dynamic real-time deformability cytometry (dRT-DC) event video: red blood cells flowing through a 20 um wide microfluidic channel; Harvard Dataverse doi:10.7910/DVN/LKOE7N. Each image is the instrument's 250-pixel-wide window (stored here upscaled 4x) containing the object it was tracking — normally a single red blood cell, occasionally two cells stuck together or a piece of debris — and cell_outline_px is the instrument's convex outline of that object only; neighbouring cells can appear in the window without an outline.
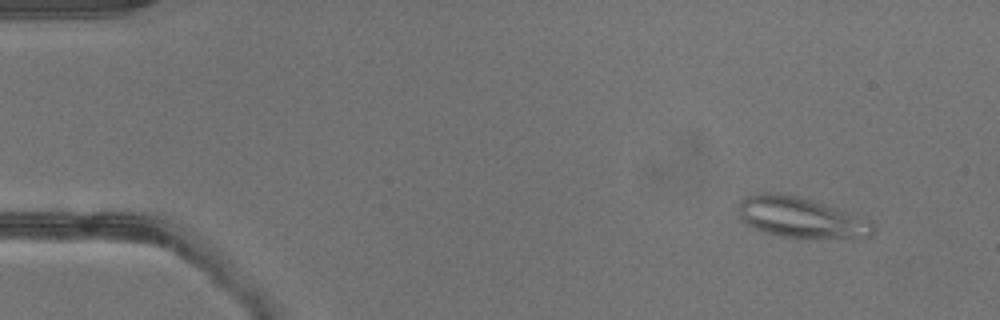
{"species": "common noctule bat (a hibernating species)", "species_latin": "Nyctalus noctula", "temperature_condition": "warm", "stored_images_in_passage": 41, "segment_of_instrument_passage": [1, 2], "camera_frame_rate_fps": 3000, "um_per_image_px": 0.085, "animal": {"sex": "male", "body_mass_g": 13.3}, "frame": {"image": 1, "passage_image": 4, "time_ms": 1.0, "image_size_px": [1000, 320], "cell_outline_px": [[876, 232], [872, 236], [852, 240], [780, 236], [764, 232], [752, 228], [744, 224], [740, 220], [740, 200], [748, 196], [760, 192], [784, 192], [800, 196], [868, 216], [872, 220], [876, 228]], "centroid_in_image_um": [68.23, 18.5], "position_along_channel_um": 16.8, "area_um2": 33.47}}